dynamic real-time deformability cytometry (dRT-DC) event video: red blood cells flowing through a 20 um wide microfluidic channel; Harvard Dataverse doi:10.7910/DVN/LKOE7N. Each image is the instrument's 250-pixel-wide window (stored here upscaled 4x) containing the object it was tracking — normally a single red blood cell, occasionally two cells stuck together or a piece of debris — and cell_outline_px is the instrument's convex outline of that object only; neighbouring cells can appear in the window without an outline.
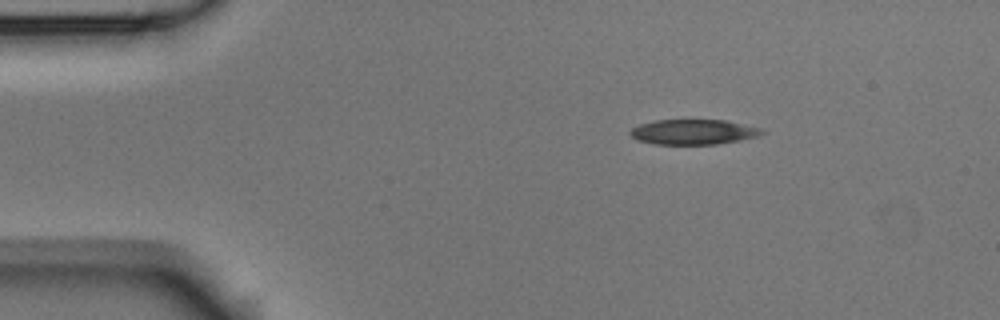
{"species": "Egyptian fruit bat (a non-hibernating species)", "species_latin": "Rousettus aegyptiacus", "temperature_condition": "room temperature", "stored_images_in_passage": 3, "camera_frame_rate_fps": 3000, "um_per_image_px": 0.085, "animal": {"sex": "male"}, "frame": {"image": 1, "passage_image": 1, "time_ms": 0.0, "image_size_px": [1000, 320], "cell_outline_px": [[768, 132], [760, 136], [740, 140], [716, 144], [652, 144], [636, 140], [628, 132], [632, 128], [640, 124], [656, 120], [724, 120], [764, 128]], "centroid_in_image_um": [58.98, 11.22], "position_along_channel_um": 26.0, "area_um2": 19.48}}
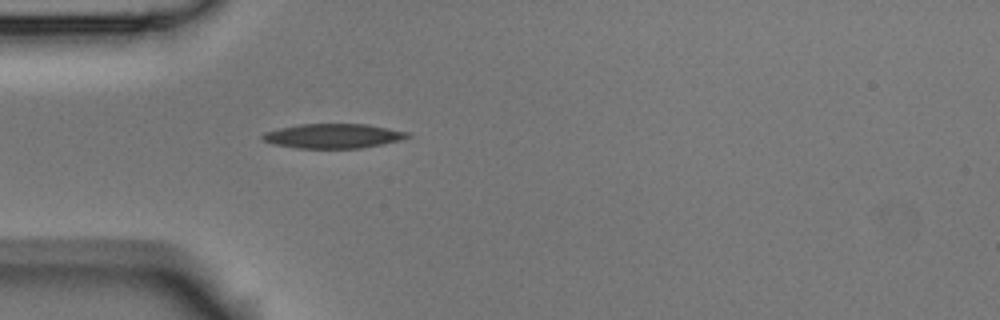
{"frame": {"image": 2, "passage_image": 3, "time_ms": 0.667, "image_size_px": [1000, 320], "cell_outline_px": [[412, 136], [404, 140], [360, 148], [296, 148], [272, 144], [260, 140], [260, 136], [264, 132], [280, 128], [300, 124], [368, 124], [408, 132]], "centroid_in_image_um": [28.31, 11.56], "position_along_channel_um": 56.7, "area_um2": 20.92}}